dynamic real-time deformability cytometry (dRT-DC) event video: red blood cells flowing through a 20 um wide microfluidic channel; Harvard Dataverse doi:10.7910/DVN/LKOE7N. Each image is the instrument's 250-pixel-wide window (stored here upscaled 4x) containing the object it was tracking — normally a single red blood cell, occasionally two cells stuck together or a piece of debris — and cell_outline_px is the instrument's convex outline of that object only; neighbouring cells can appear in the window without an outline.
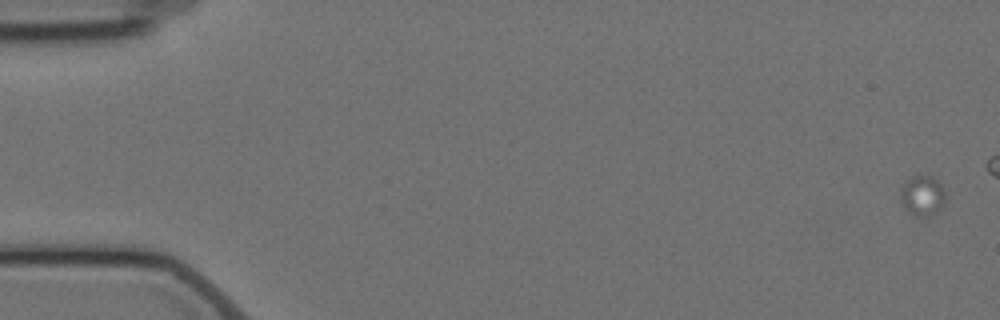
{"species": "Egyptian fruit bat (a non-hibernating species)", "species_latin": "Rousettus aegyptiacus", "temperature_condition": "cold", "stored_images_in_passage": 9, "camera_frame_rate_fps": 3000, "um_per_image_px": 0.085, "animal": {"sex": "female"}, "frame": {"image": 1, "passage_image": 1, "time_ms": 0.0, "image_size_px": [1000, 320], "cell_outline_px": [[944, 200], [940, 208], [932, 216], [916, 216], [908, 212], [900, 200], [900, 188], [912, 176], [932, 176], [940, 184], [944, 192]], "centroid_in_image_um": [78.37, 16.64], "position_along_channel_um": 6.6, "area_um2": 10.35}}